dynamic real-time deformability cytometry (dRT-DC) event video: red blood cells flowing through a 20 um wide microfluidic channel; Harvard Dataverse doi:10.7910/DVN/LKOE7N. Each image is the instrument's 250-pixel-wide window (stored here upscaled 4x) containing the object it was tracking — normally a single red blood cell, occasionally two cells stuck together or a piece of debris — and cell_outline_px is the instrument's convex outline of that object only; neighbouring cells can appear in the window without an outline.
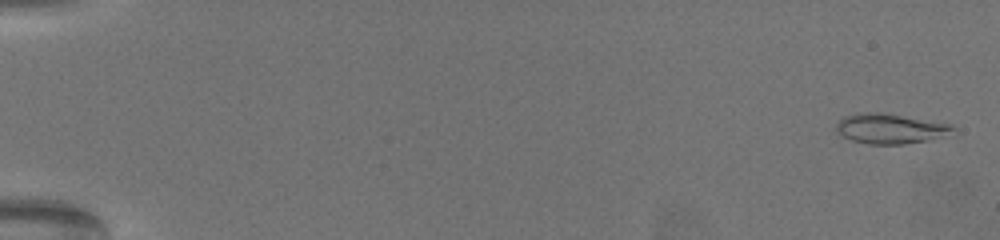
{"species": "common noctule bat (a hibernating species)", "species_latin": "Nyctalus noctula", "temperature_condition": "warm", "stored_images_in_passage": 65, "camera_frame_rate_fps": 3000, "um_per_image_px": 0.085, "animal": {"sex": "female", "body_mass_g": 19.5, "forearm_length_mm": 54.1}, "frame": {"image": 1, "passage_image": 2, "time_ms": 0.333, "image_size_px": [1000, 240], "cell_outline_px": [[956, 128], [928, 140], [904, 144], [868, 144], [852, 140], [836, 132], [836, 124], [844, 116], [860, 112], [880, 112], [952, 124]], "centroid_in_image_um": [75.59, 10.92], "position_along_channel_um": 9.4, "area_um2": 20.0}}
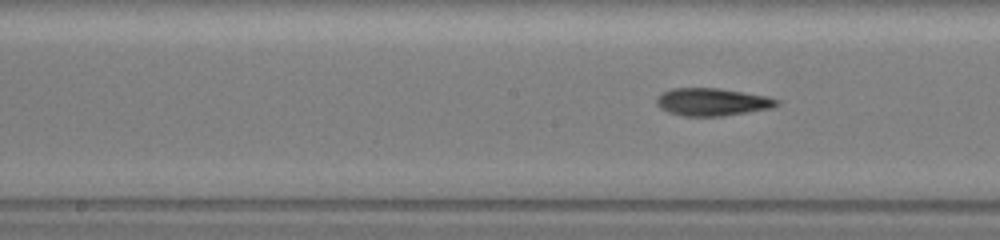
{"frame": {"image": 2, "passage_image": 35, "time_ms": 11.333, "image_size_px": [1000, 240], "cell_outline_px": [[780, 104], [772, 108], [724, 116], [684, 116], [668, 112], [660, 108], [656, 104], [656, 96], [660, 92], [672, 88], [716, 88], [768, 96], [780, 100]], "centroid_in_image_um": [60.52, 8.66], "position_along_channel_um": 187.7, "area_um2": 19.54}}
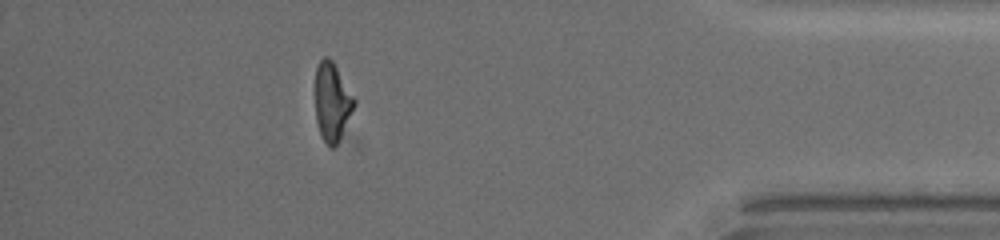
{"frame": {"image": 3, "passage_image": 58, "time_ms": 19.0, "image_size_px": [1000, 240], "cell_outline_px": [[356, 104], [336, 144], [332, 148], [320, 136], [316, 120], [316, 68], [320, 60], [324, 56], [328, 56], [332, 60], [356, 100]], "centroid_in_image_um": [28.22, 8.63], "position_along_channel_um": 407.0, "area_um2": 17.46}, "authors_computed_cell_mechanics": {"area_um2": 18.8428, "velocity_mm_per_s": 3.3533, "shape_relaxation_time_tau1_ms": 7.2898, "shape_relaxation_time_tau2_ms": 4.7419, "deformation_change_tau1": 0.2066, "deformation_change_tau2": 0.142}}